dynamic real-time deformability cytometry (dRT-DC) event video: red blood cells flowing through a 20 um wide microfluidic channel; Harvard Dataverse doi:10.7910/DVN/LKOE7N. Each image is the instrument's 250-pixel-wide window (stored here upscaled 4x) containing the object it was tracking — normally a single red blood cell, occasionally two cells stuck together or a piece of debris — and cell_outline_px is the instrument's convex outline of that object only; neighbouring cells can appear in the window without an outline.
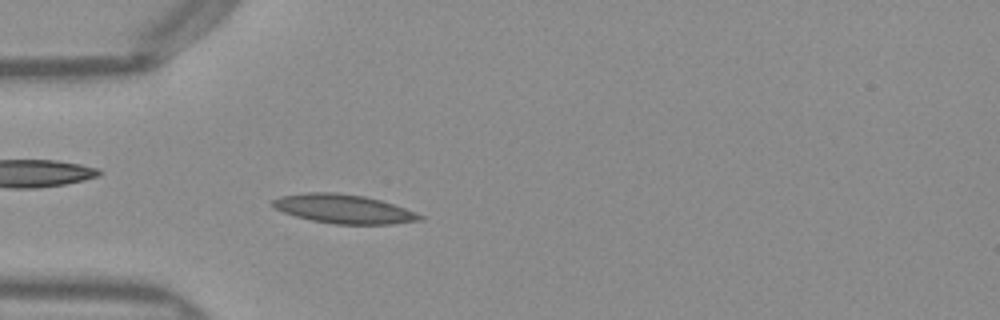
{"species": "Egyptian fruit bat (a non-hibernating species)", "species_latin": "Rousettus aegyptiacus", "temperature_condition": "warm", "stored_images_in_passage": 49, "camera_frame_rate_fps": 3000, "um_per_image_px": 0.085, "frame": {"image": 1, "passage_image": 13, "time_ms": 4.0, "image_size_px": [1000, 320], "cell_outline_px": [[424, 220], [392, 224], [336, 224], [312, 220], [296, 216], [284, 212], [276, 208], [272, 204], [272, 200], [280, 196], [308, 192], [336, 192], [364, 196], [380, 200], [404, 208], [424, 216]], "centroid_in_image_um": [29.22, 17.75], "position_along_channel_um": 55.8, "area_um2": 24.62}}
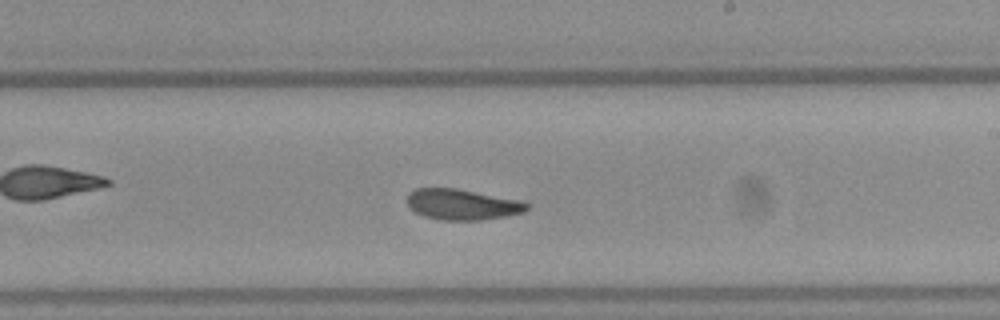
{"frame": {"image": 2, "passage_image": 28, "time_ms": 9.0, "image_size_px": [1000, 320], "cell_outline_px": [[532, 204], [524, 212], [504, 216], [480, 220], [440, 220], [424, 216], [408, 208], [408, 192], [416, 188], [456, 188], [524, 200]], "centroid_in_image_um": [39.32, 17.37], "position_along_channel_um": 249.7, "area_um2": 21.73}}
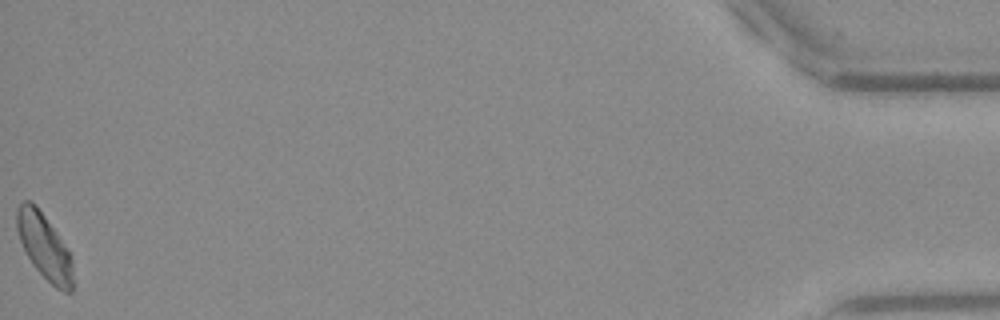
{"frame": {"image": 3, "passage_image": 49, "time_ms": 16.0, "image_size_px": [1000, 320], "cell_outline_px": [[72, 292], [64, 292], [56, 288], [32, 264], [20, 240], [16, 228], [16, 208], [24, 200], [32, 200], [36, 204], [68, 252], [72, 260]], "centroid_in_image_um": [3.73, 20.93], "position_along_channel_um": 431.5, "area_um2": 20.81}, "authors_computed_cell_mechanics": {"area_um2": 22.3686, "velocity_mm_per_s": 3.9932, "shape_relaxation_time_tau1_ms": 5.7218, "shape_relaxation_time_tau2_ms": 2.6609, "deformation_change_tau1": 0.1561, "deformation_change_tau2": 0.0825}}